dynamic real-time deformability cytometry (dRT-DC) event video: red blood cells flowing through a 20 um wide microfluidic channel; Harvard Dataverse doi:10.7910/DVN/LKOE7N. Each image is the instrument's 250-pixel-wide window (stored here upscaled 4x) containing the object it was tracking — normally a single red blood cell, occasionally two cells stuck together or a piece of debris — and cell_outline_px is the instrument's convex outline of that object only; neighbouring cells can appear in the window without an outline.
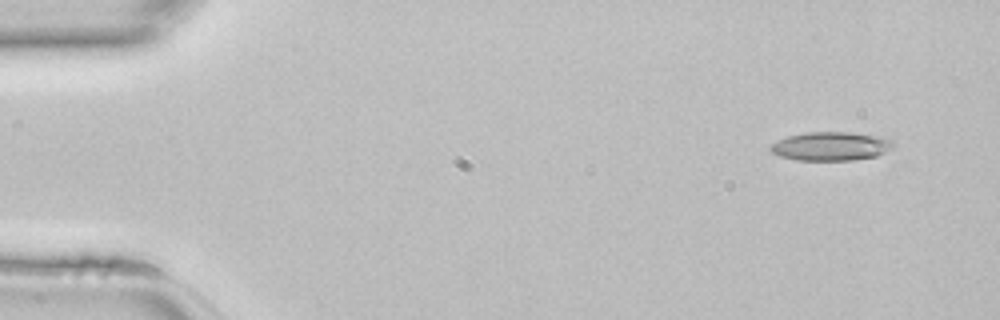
{"species": "common noctule bat (a hibernating species)", "species_latin": "Nyctalus noctula", "temperature_condition": "room temperature", "stored_images_in_passage": 45, "camera_frame_rate_fps": 3000, "um_per_image_px": 0.085, "animal": {"sex": "female", "body_mass_g": 22.7, "forearm_length_mm": 54.2}, "frame": {"image": 1, "passage_image": 3, "time_ms": 0.667, "image_size_px": [1000, 320], "cell_outline_px": [[896, 148], [876, 156], [852, 160], [796, 160], [780, 156], [772, 152], [768, 148], [772, 144], [788, 136], [804, 132], [848, 132], [880, 136], [892, 140], [896, 144]], "centroid_in_image_um": [70.68, 12.43], "position_along_channel_um": 14.3, "area_um2": 20.69}}
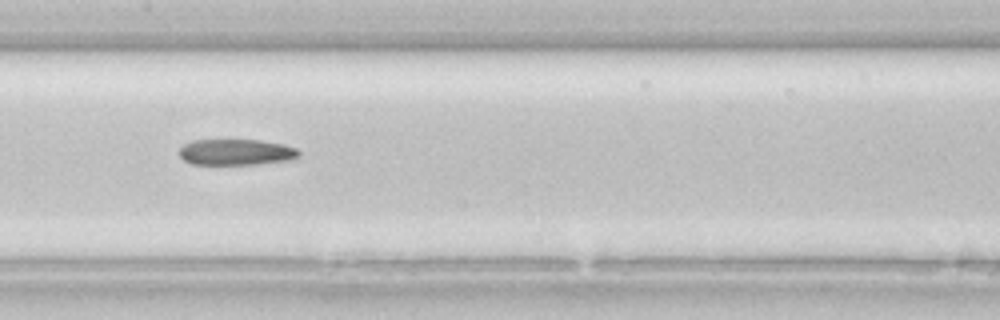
{"frame": {"image": 2, "passage_image": 22, "time_ms": 7.0, "image_size_px": [1000, 320], "cell_outline_px": [[300, 156], [292, 160], [260, 164], [192, 164], [184, 160], [180, 156], [180, 148], [184, 144], [192, 140], [260, 140], [284, 144], [296, 148], [300, 152]], "centroid_in_image_um": [20.11, 12.93], "position_along_channel_um": 187.3, "area_um2": 18.26}}
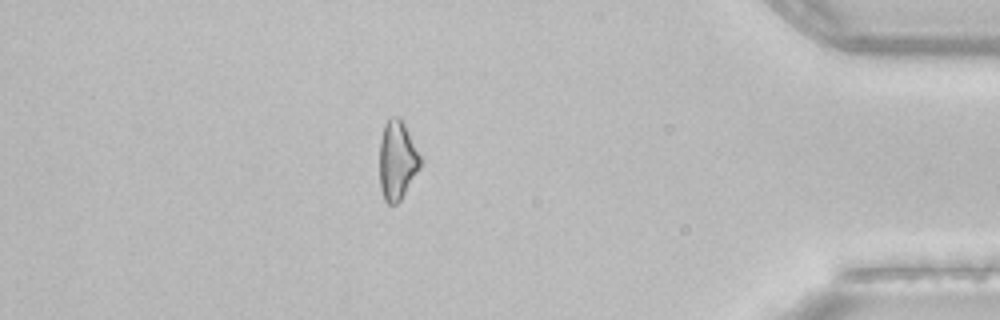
{"frame": {"image": 3, "passage_image": 39, "time_ms": 12.667, "image_size_px": [1000, 320], "cell_outline_px": [[420, 168], [400, 200], [396, 204], [388, 204], [384, 200], [380, 188], [380, 140], [384, 124], [388, 116], [400, 116], [420, 156]], "centroid_in_image_um": [33.73, 13.61], "position_along_channel_um": 401.5, "area_um2": 18.67}}